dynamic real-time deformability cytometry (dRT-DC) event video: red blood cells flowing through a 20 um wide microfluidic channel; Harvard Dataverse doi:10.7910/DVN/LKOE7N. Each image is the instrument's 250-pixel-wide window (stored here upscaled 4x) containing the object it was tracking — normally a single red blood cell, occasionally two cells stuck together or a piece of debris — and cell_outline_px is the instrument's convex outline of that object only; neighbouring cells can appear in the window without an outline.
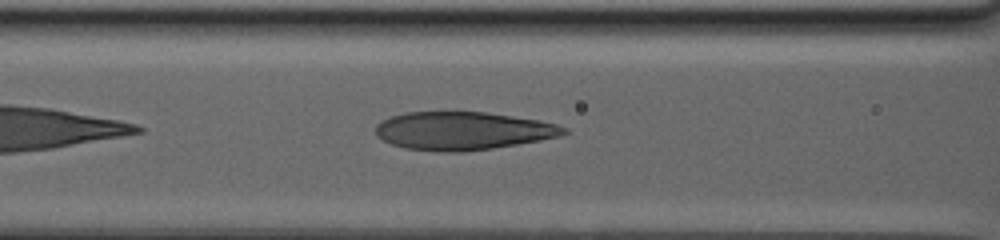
{"species": "human", "species_latin": "Homo sapiens", "temperature_condition": "warm", "stored_images_in_passage": 29, "camera_frame_rate_fps": 3000, "um_per_image_px": 0.085, "donor": {"sex": "male"}, "frame": {"image": 1, "passage_image": 18, "time_ms": 3.333, "image_size_px": [1000, 240], "cell_outline_px": [[568, 132], [560, 136], [540, 140], [492, 148], [464, 152], [444, 152], [404, 148], [392, 144], [376, 136], [376, 124], [392, 116], [404, 112], [452, 108], [484, 112], [512, 116], [536, 120], [556, 124], [568, 128]], "centroid_in_image_um": [39.29, 11.08], "position_along_channel_um": 127.3, "area_um2": 42.71}}
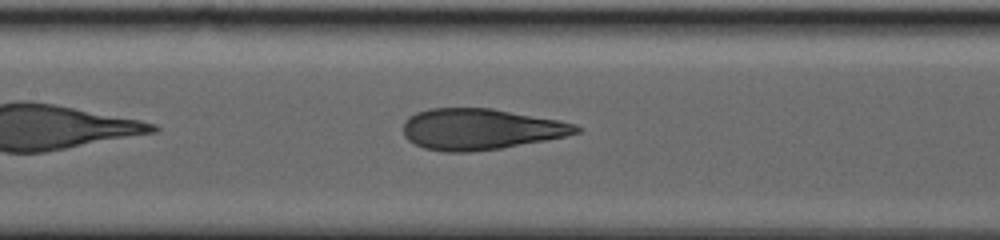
{"frame": {"image": 2, "passage_image": 24, "time_ms": 5.0, "image_size_px": [1000, 240], "cell_outline_px": [[584, 128], [580, 132], [564, 136], [544, 140], [500, 148], [468, 152], [444, 152], [424, 148], [408, 140], [404, 136], [404, 120], [408, 116], [416, 112], [428, 108], [492, 108], [556, 120], [576, 124]], "centroid_in_image_um": [40.81, 10.97], "position_along_channel_um": 166.6, "area_um2": 41.21}}